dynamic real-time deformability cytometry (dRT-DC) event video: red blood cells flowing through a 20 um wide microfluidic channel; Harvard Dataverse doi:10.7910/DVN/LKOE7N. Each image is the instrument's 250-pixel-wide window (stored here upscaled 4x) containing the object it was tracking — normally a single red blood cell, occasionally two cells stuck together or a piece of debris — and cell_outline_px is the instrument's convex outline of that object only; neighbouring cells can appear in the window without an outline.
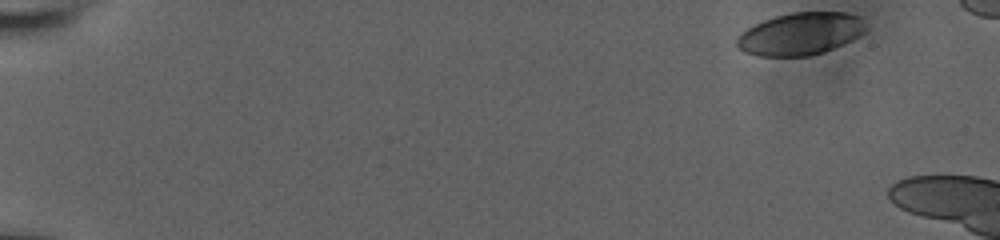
{"species": "human", "species_latin": "Homo sapiens", "temperature_condition": "room temperature", "stored_images_in_passage": 9, "camera_frame_rate_fps": 3000, "um_per_image_px": 0.085, "donor": {"sex": "male"}, "frame": {"image": 1, "passage_image": 1, "time_ms": 0.0, "image_size_px": [1000, 240], "cell_outline_px": [[868, 28], [864, 32], [852, 40], [824, 52], [808, 56], [760, 56], [744, 52], [736, 44], [736, 40], [740, 32], [764, 20], [776, 16], [792, 12], [844, 12], [860, 16]], "centroid_in_image_um": [68.05, 2.87], "position_along_channel_um": 16.9, "area_um2": 31.85}}